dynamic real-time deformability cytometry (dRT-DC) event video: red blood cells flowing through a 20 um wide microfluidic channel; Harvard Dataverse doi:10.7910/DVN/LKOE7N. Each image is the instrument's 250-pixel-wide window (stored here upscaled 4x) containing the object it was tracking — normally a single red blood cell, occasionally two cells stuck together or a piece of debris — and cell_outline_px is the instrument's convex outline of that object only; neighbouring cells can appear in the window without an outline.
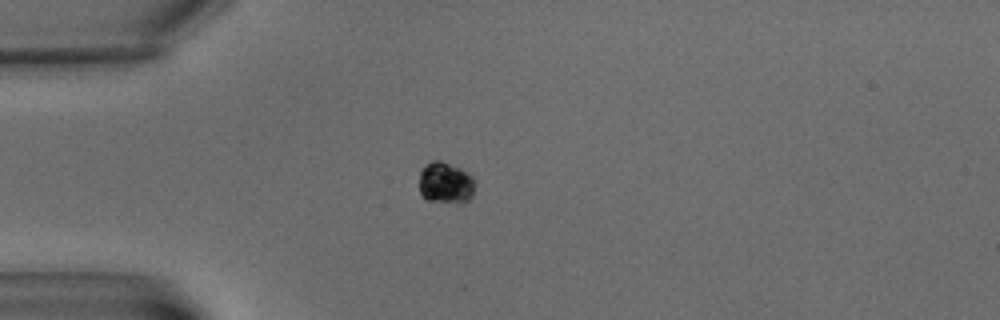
{"species": "common noctule bat (a hibernating species)", "species_latin": "Nyctalus noctula", "temperature_condition": "warm", "stored_images_in_passage": 6, "camera_frame_rate_fps": 3000, "um_per_image_px": 0.085, "animal": {"sex": "male", "body_mass_g": 15.6}, "frame": {"image": 1, "passage_image": 6, "time_ms": 6.0, "image_size_px": [1000, 320], "cell_outline_px": [[476, 192], [464, 204], [456, 204], [424, 200], [420, 196], [420, 172], [424, 164], [432, 160], [440, 160], [460, 168], [468, 172], [476, 180]], "centroid_in_image_um": [37.91, 15.58], "position_along_channel_um": 47.1, "area_um2": 14.22}}